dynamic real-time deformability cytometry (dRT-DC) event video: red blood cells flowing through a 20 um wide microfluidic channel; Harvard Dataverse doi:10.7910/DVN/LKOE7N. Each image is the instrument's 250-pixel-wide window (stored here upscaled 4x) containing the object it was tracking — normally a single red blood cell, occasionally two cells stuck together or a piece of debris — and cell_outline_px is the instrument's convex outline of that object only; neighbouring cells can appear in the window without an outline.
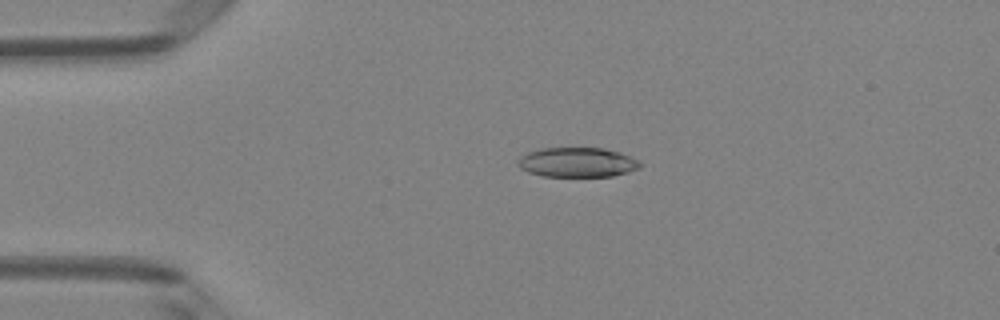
{"species": "Egyptian fruit bat (a non-hibernating species)", "species_latin": "Rousettus aegyptiacus", "temperature_condition": "room temperature", "stored_images_in_passage": 39, "camera_frame_rate_fps": 3000, "um_per_image_px": 0.085, "animal": {"sex": "female"}, "frame": {"image": 1, "passage_image": 1, "time_ms": 0.0, "image_size_px": [1000, 320], "cell_outline_px": [[640, 168], [628, 172], [612, 176], [544, 176], [528, 172], [520, 168], [516, 164], [516, 160], [520, 156], [528, 152], [540, 148], [604, 148], [620, 152], [636, 160], [640, 164]], "centroid_in_image_um": [49.01, 13.79], "position_along_channel_um": 36.0, "area_um2": 21.1}}
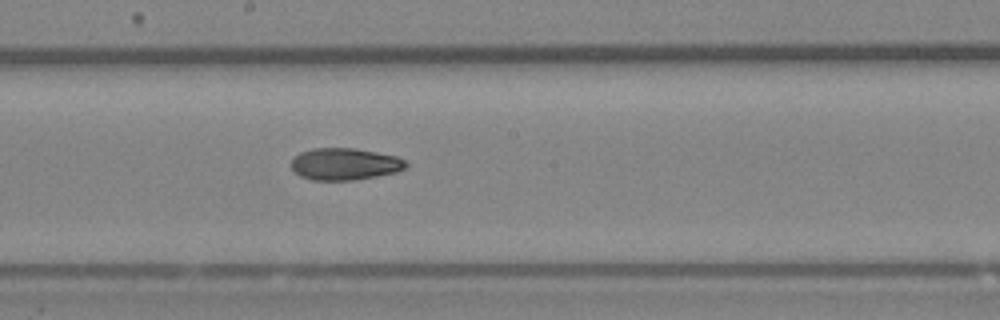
{"frame": {"image": 2, "passage_image": 17, "time_ms": 5.333, "image_size_px": [1000, 320], "cell_outline_px": [[408, 164], [404, 168], [396, 172], [376, 176], [352, 180], [312, 180], [300, 176], [292, 168], [292, 160], [300, 152], [312, 148], [356, 148], [396, 156], [404, 160]], "centroid_in_image_um": [29.3, 13.94], "position_along_channel_um": 218.9, "area_um2": 21.21}}
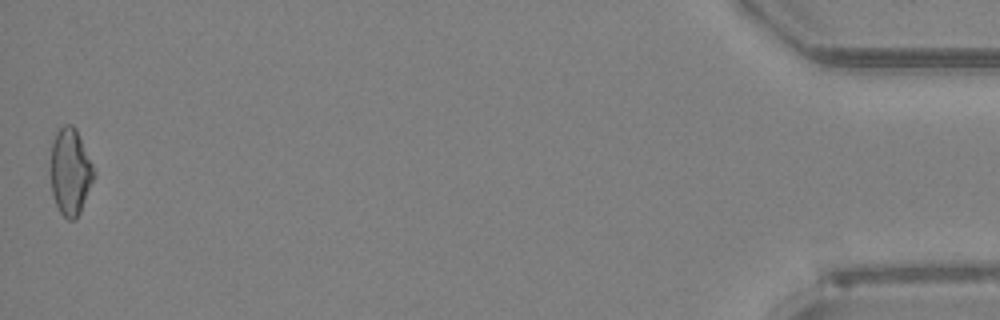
{"frame": {"image": 3, "passage_image": 39, "time_ms": 12.667, "image_size_px": [1000, 320], "cell_outline_px": [[96, 176], [80, 212], [76, 220], [68, 220], [60, 212], [52, 196], [52, 140], [56, 132], [64, 124], [72, 124], [76, 128], [96, 172]], "centroid_in_image_um": [6.0, 14.61], "position_along_channel_um": 429.2, "area_um2": 21.85}, "authors_computed_cell_mechanics": {"area_um2": 21.386, "velocity_mm_per_s": 4.135, "shape_relaxation_time_tau1_ms": null, "shape_relaxation_time_tau2_ms": 7.2928, "deformation_change_tau1": null, "deformation_change_tau2": 0.1569}}